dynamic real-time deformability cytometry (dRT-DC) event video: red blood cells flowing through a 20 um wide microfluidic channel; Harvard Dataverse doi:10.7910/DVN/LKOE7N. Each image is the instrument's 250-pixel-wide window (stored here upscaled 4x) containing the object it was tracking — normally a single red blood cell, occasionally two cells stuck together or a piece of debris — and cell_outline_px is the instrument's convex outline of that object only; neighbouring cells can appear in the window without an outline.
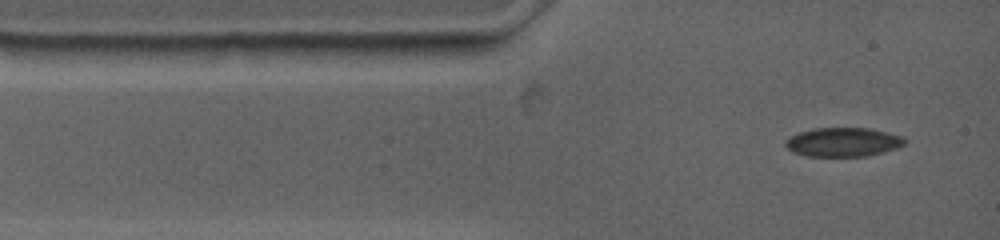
{"species": "common noctule bat (a hibernating species)", "species_latin": "Nyctalus noctula", "temperature_condition": "warm", "stored_images_in_passage": 6, "camera_frame_rate_fps": 4500, "um_per_image_px": 0.085, "animal": {"sex": "female", "body_mass_g": 19.0, "forearm_length_mm": 53.3}, "frame": {"image": 1, "passage_image": 1, "time_ms": 0.0, "image_size_px": [1000, 240], "cell_outline_px": [[908, 140], [904, 144], [896, 148], [868, 156], [804, 156], [792, 152], [784, 144], [784, 140], [788, 136], [800, 132], [816, 128], [868, 128], [904, 136]], "centroid_in_image_um": [71.64, 12.08], "position_along_channel_um": 13.4, "area_um2": 20.29}}
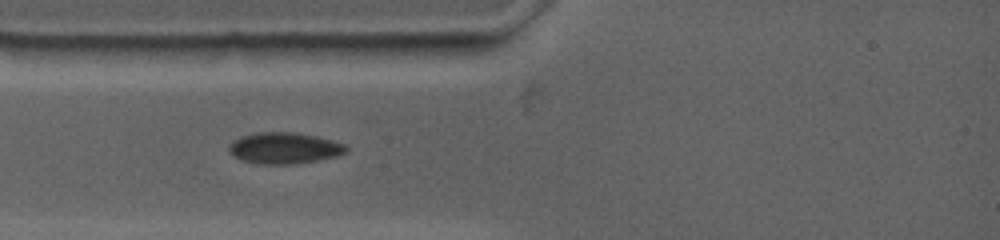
{"frame": {"image": 2, "passage_image": 3, "time_ms": 2.0, "image_size_px": [1000, 240], "cell_outline_px": [[348, 152], [336, 156], [316, 160], [292, 164], [260, 164], [244, 160], [236, 156], [228, 148], [228, 144], [240, 136], [256, 132], [296, 132], [316, 136], [332, 140], [344, 144], [348, 148]], "centroid_in_image_um": [24.18, 12.57], "position_along_channel_um": 60.8, "area_um2": 21.21}}
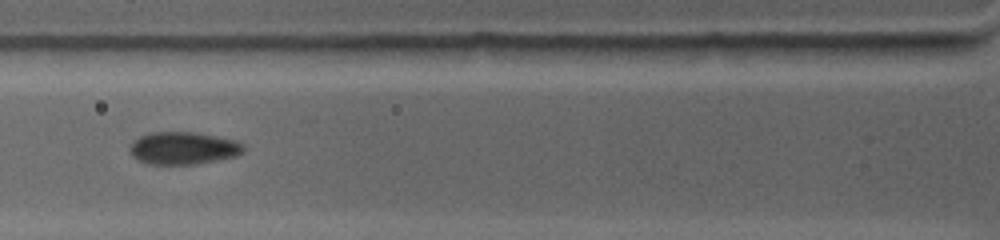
{"frame": {"image": 3, "passage_image": 5, "time_ms": 3.333, "image_size_px": [1000, 240], "cell_outline_px": [[244, 148], [236, 156], [192, 164], [148, 164], [132, 156], [128, 148], [132, 140], [148, 132], [196, 132], [236, 140], [244, 144]], "centroid_in_image_um": [15.52, 12.57], "position_along_channel_um": 110.3, "area_um2": 21.5}}